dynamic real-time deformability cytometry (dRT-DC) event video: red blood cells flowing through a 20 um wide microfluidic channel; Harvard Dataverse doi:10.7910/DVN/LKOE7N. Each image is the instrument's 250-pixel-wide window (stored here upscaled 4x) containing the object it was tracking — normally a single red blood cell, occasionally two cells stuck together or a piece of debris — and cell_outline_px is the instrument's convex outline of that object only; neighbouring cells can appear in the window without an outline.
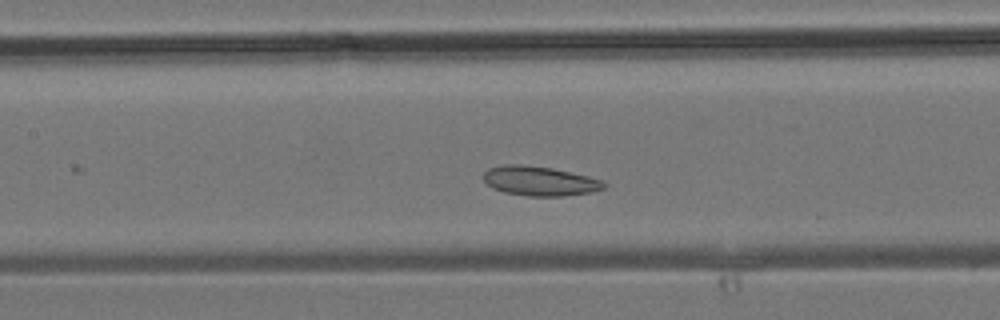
{"species": "common noctule bat (a hibernating species)", "species_latin": "Nyctalus noctula", "temperature_condition": "room temperature", "stored_images_in_passage": 31, "camera_frame_rate_fps": 3000, "um_per_image_px": 0.085, "animal": {"sex": "male", "body_mass_g": 19.2, "forearm_length_mm": 51.8}, "frame": {"image": 1, "passage_image": 15, "time_ms": 4.667, "image_size_px": [1000, 320], "cell_outline_px": [[608, 184], [604, 188], [592, 192], [564, 196], [528, 196], [504, 192], [492, 188], [480, 176], [488, 168], [504, 164], [520, 164], [552, 168], [588, 176], [600, 180]], "centroid_in_image_um": [45.84, 15.38], "position_along_channel_um": 161.6, "area_um2": 20.81}}
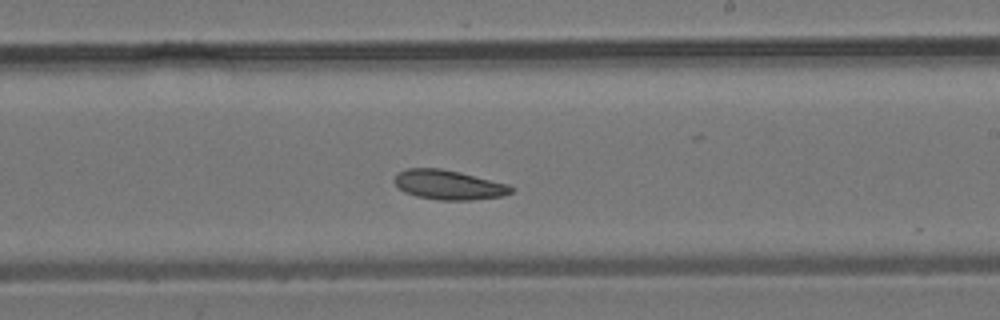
{"frame": {"image": 2, "passage_image": 20, "time_ms": 6.333, "image_size_px": [1000, 320], "cell_outline_px": [[516, 188], [512, 192], [500, 196], [472, 200], [440, 200], [416, 196], [404, 192], [396, 184], [396, 176], [400, 172], [408, 168], [440, 168], [460, 172], [508, 184]], "centroid_in_image_um": [38.17, 15.71], "position_along_channel_um": 250.8, "area_um2": 19.88}}
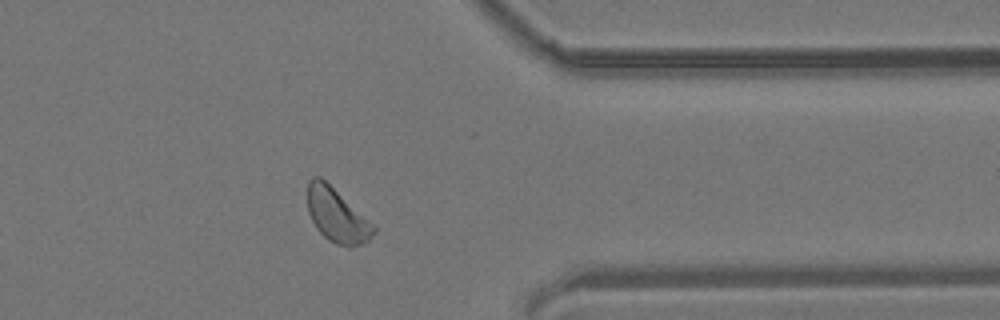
{"frame": {"image": 3, "passage_image": 28, "time_ms": 9.0, "image_size_px": [1000, 320], "cell_outline_px": [[376, 232], [364, 244], [352, 248], [348, 248], [336, 244], [328, 240], [316, 228], [308, 212], [308, 180], [312, 176], [320, 176], [372, 224], [376, 228]], "centroid_in_image_um": [28.62, 18.35], "position_along_channel_um": 382.8, "area_um2": 20.46}}